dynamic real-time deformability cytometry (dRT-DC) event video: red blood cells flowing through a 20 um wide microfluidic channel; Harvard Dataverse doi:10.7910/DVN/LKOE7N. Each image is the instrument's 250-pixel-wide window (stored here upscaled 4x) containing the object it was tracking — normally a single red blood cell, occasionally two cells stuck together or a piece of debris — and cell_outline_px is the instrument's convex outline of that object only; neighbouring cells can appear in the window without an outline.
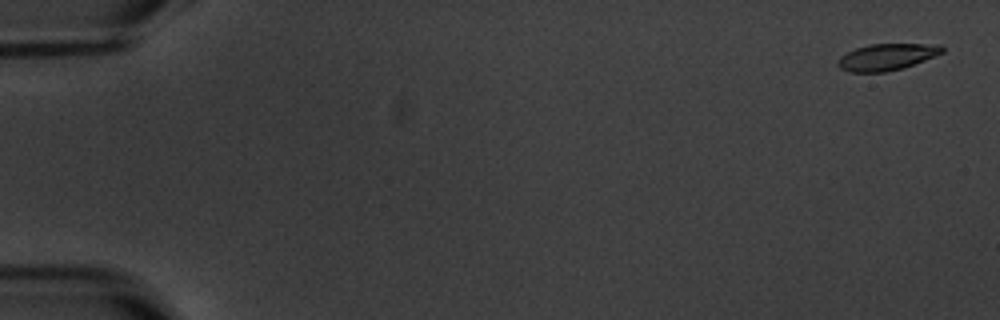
{"species": "common noctule bat (a hibernating species)", "species_latin": "Nyctalus noctula", "temperature_condition": "warm", "stored_images_in_passage": 6, "camera_frame_rate_fps": 3000, "um_per_image_px": 0.085, "animal": {"sex": "male", "body_mass_g": 20.1, "forearm_length_mm": 53.5}, "frame": {"image": 1, "passage_image": 1, "time_ms": 0.0, "image_size_px": [1000, 320], "cell_outline_px": [[944, 52], [936, 56], [904, 68], [884, 72], [848, 72], [840, 68], [836, 64], [836, 60], [840, 56], [856, 48], [868, 44], [940, 44], [944, 48]], "centroid_in_image_um": [75.37, 4.84], "position_along_channel_um": 9.6, "area_um2": 16.36}}
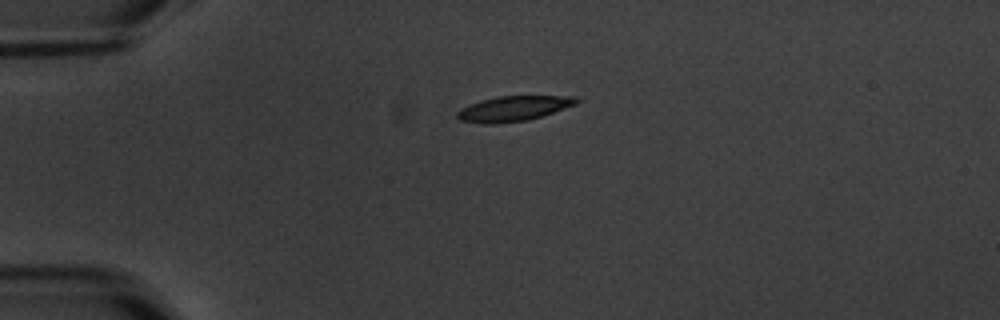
{"frame": {"image": 2, "passage_image": 4, "time_ms": 4.333, "image_size_px": [1000, 320], "cell_outline_px": [[580, 100], [576, 104], [528, 120], [492, 124], [484, 124], [460, 120], [456, 116], [456, 112], [460, 108], [480, 100], [496, 96], [576, 96]], "centroid_in_image_um": [43.6, 9.22], "position_along_channel_um": 41.4, "area_um2": 17.4}}
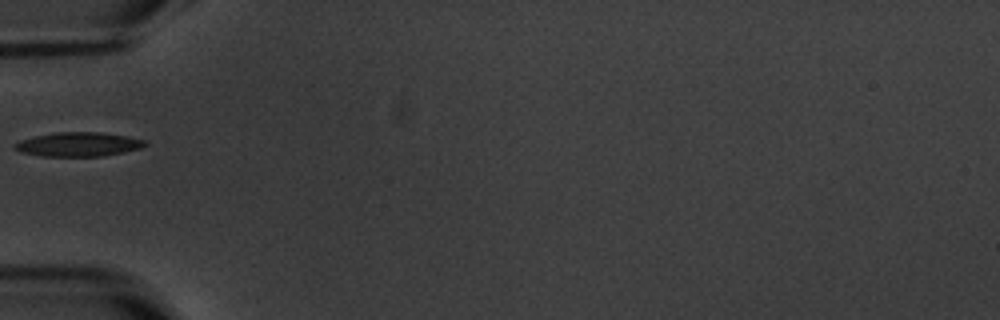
{"frame": {"image": 3, "passage_image": 6, "time_ms": 6.333, "image_size_px": [1000, 320], "cell_outline_px": [[148, 144], [140, 148], [124, 152], [104, 156], [40, 156], [20, 152], [12, 148], [12, 144], [20, 140], [36, 136], [56, 132], [100, 132], [124, 136], [144, 140]], "centroid_in_image_um": [6.61, 12.27], "position_along_channel_um": 78.4, "area_um2": 18.32}}